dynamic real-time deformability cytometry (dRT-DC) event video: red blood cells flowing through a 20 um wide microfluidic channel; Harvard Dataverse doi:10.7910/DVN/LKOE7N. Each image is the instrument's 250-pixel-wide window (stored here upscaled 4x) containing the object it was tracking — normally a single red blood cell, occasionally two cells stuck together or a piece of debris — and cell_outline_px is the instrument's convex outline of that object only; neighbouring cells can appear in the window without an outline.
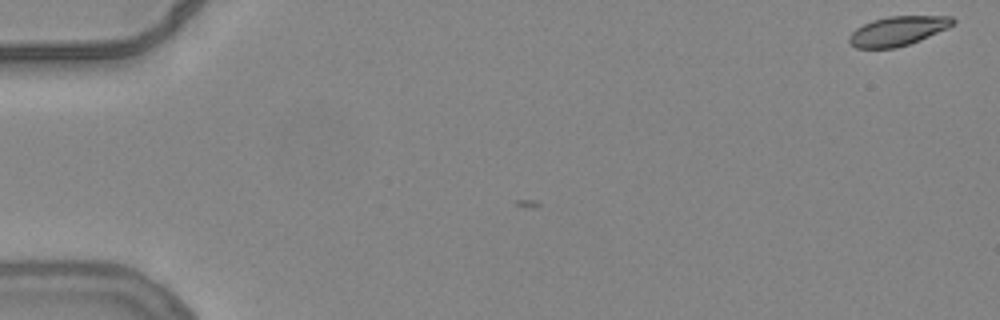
{"species": "common noctule bat (a hibernating species)", "species_latin": "Nyctalus noctula", "temperature_condition": "warm", "stored_images_in_passage": 5, "camera_frame_rate_fps": 3000, "um_per_image_px": 0.085, "animal": {"sex": "female", "body_mass_g": 24.6, "forearm_length_mm": 56.2}, "frame": {"image": 1, "passage_image": 1, "time_ms": 0.0, "image_size_px": [1000, 320], "cell_outline_px": [[956, 24], [948, 28], [920, 40], [896, 48], [856, 48], [848, 40], [848, 36], [856, 28], [872, 20], [888, 16], [952, 16], [956, 20]], "centroid_in_image_um": [76.34, 2.62], "position_along_channel_um": 8.7, "area_um2": 17.8}}